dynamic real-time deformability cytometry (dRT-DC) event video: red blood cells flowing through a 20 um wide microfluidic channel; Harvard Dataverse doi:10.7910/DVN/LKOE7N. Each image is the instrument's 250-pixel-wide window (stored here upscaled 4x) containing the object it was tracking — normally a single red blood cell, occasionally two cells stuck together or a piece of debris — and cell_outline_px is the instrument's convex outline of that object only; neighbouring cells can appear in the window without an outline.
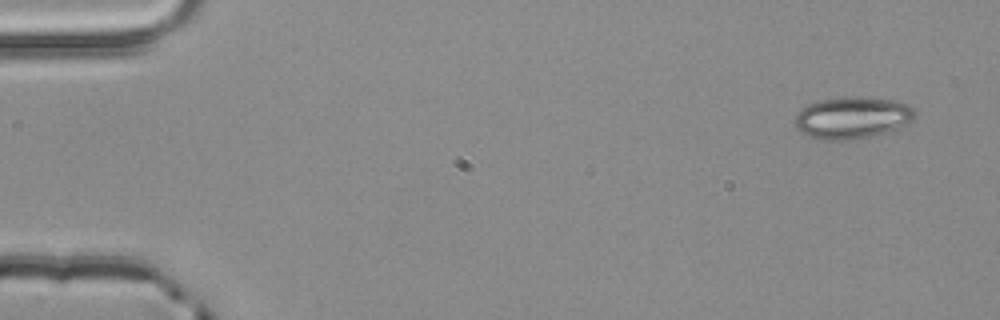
{"species": "common noctule bat (a hibernating species)", "species_latin": "Nyctalus noctula", "temperature_condition": "room temperature", "stored_images_in_passage": 3, "camera_frame_rate_fps": 3000, "um_per_image_px": 0.085, "animal": {"sex": "male", "body_mass_g": 20.4}, "frame": {"image": 1, "passage_image": 1, "time_ms": 0.0, "image_size_px": [1000, 320], "cell_outline_px": [[916, 116], [912, 120], [896, 128], [872, 136], [848, 140], [816, 140], [808, 136], [796, 128], [792, 120], [796, 112], [800, 108], [808, 104], [820, 100], [860, 96], [896, 100], [908, 104], [916, 112]], "centroid_in_image_um": [72.38, 10.0], "position_along_channel_um": 12.6, "area_um2": 29.54}}